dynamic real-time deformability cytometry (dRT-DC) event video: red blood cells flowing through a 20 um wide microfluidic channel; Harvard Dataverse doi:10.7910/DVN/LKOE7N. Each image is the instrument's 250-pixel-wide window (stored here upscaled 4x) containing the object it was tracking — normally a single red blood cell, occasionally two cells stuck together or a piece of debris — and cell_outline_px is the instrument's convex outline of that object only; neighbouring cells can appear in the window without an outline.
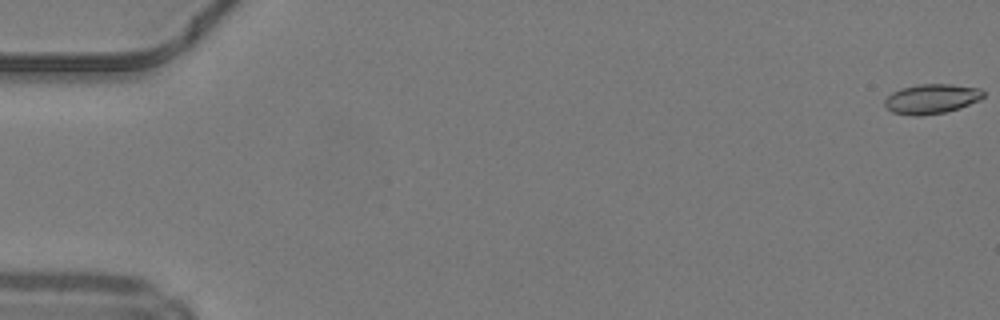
{"species": "common noctule bat (a hibernating species)", "species_latin": "Nyctalus noctula", "temperature_condition": "warm", "stored_images_in_passage": 16, "camera_frame_rate_fps": 3000, "um_per_image_px": 0.085, "animal": {"sex": "male", "body_mass_g": 19.2, "forearm_length_mm": 51.8}, "frame": {"image": 1, "passage_image": 1, "time_ms": 0.0, "image_size_px": [1000, 320], "cell_outline_px": [[984, 96], [980, 100], [960, 108], [944, 112], [920, 116], [916, 116], [892, 112], [884, 104], [884, 100], [892, 92], [900, 88], [920, 84], [952, 84], [980, 88], [984, 92]], "centroid_in_image_um": [79.19, 8.39], "position_along_channel_um": 5.8, "area_um2": 17.11}}
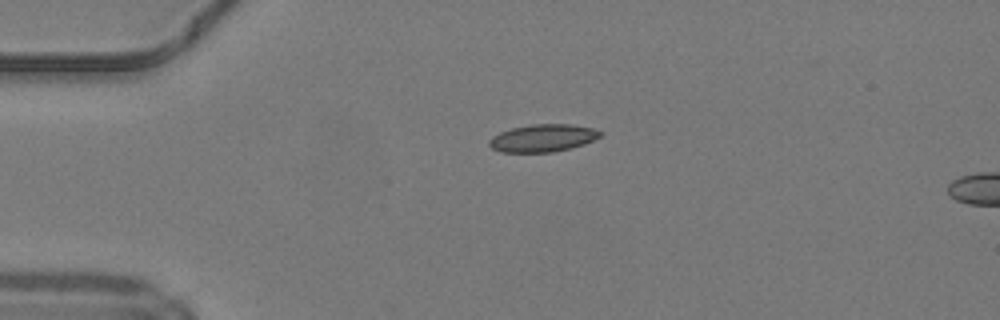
{"frame": {"image": 2, "passage_image": 13, "time_ms": 4.0, "image_size_px": [1000, 320], "cell_outline_px": [[604, 132], [600, 136], [584, 144], [552, 152], [500, 152], [492, 148], [488, 144], [488, 140], [492, 136], [500, 132], [512, 128], [532, 124], [568, 124], [592, 128]], "centroid_in_image_um": [46.1, 11.73], "position_along_channel_um": 38.9, "area_um2": 17.69}}